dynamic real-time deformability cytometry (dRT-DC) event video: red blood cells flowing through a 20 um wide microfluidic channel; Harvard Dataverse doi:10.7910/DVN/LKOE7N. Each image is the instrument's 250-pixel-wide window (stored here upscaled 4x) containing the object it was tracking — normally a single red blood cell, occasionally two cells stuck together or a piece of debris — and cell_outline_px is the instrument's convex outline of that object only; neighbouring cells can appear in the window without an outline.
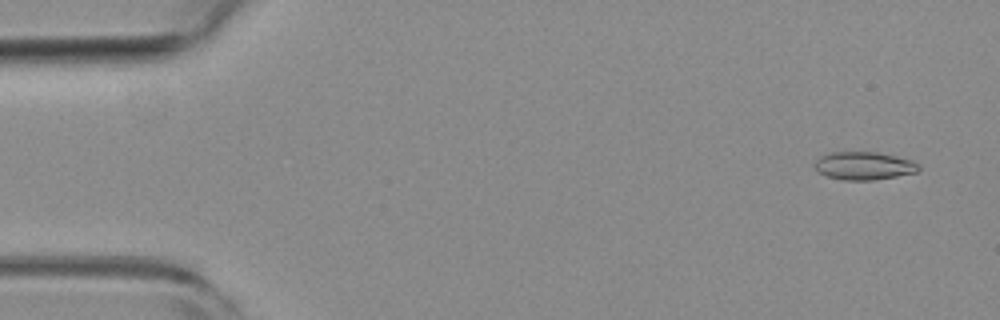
{"species": "common noctule bat (a hibernating species)", "species_latin": "Nyctalus noctula", "temperature_condition": "room temperature", "stored_images_in_passage": 55, "camera_frame_rate_fps": 3000, "um_per_image_px": 0.085, "animal": {"sex": "female", "body_mass_g": 19.3, "forearm_length_mm": 54.1}, "frame": {"image": 1, "passage_image": 3, "time_ms": 0.667, "image_size_px": [1000, 320], "cell_outline_px": [[920, 168], [916, 172], [896, 176], [872, 180], [844, 180], [828, 176], [816, 172], [812, 164], [820, 156], [828, 152], [876, 152], [912, 160], [920, 164]], "centroid_in_image_um": [73.38, 14.09], "position_along_channel_um": 11.6, "area_um2": 17.05}}
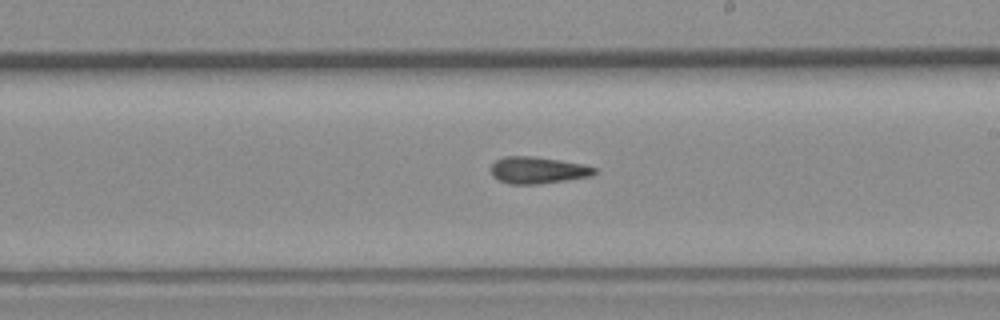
{"frame": {"image": 2, "passage_image": 31, "time_ms": 10.0, "image_size_px": [1000, 320], "cell_outline_px": [[596, 172], [592, 176], [568, 180], [536, 184], [508, 184], [492, 176], [492, 164], [496, 160], [504, 156], [532, 156], [560, 160], [584, 164], [596, 168]], "centroid_in_image_um": [45.73, 14.46], "position_along_channel_um": 243.3, "area_um2": 16.18}}
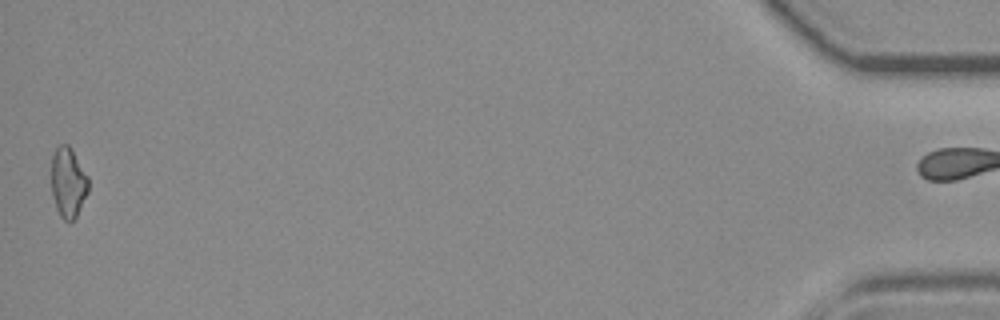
{"frame": {"image": 3, "passage_image": 54, "time_ms": 17.667, "image_size_px": [1000, 320], "cell_outline_px": [[88, 192], [76, 216], [72, 220], [64, 220], [60, 216], [56, 208], [52, 196], [52, 156], [56, 148], [60, 144], [68, 144], [88, 176]], "centroid_in_image_um": [5.79, 15.51], "position_along_channel_um": 429.4, "area_um2": 14.91}, "authors_computed_cell_mechanics": {"area_um2": 16.0684, "velocity_mm_per_s": 3.77, "shape_relaxation_time_tau1_ms": null, "shape_relaxation_time_tau2_ms": 7.1388, "deformation_change_tau1": null, "deformation_change_tau2": 0.1671}}